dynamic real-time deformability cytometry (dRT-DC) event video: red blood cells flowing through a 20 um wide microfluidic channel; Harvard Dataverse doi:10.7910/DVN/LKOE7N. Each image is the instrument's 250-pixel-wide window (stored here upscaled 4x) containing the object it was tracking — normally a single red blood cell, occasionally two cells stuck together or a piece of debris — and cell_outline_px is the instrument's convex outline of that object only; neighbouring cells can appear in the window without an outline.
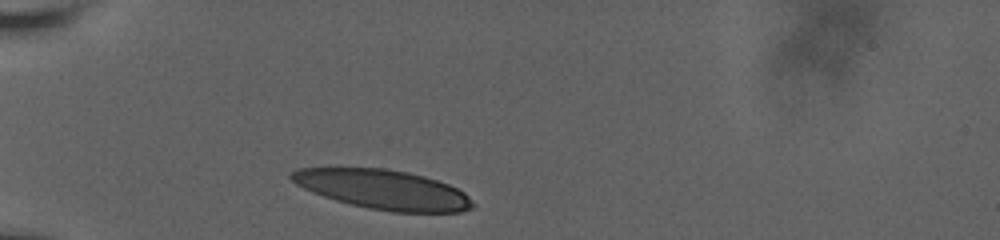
{"species": "human", "species_latin": "Homo sapiens", "temperature_condition": "room temperature", "stored_images_in_passage": 3, "camera_frame_rate_fps": 3000, "um_per_image_px": 0.085, "donor": {"sex": "male"}, "frame": {"image": 1, "passage_image": 1, "time_ms": 0.0, "image_size_px": [1000, 240], "cell_outline_px": [[476, 204], [472, 208], [460, 212], [392, 212], [368, 208], [336, 200], [312, 192], [296, 184], [288, 176], [292, 172], [300, 168], [384, 168], [408, 172], [424, 176], [448, 184], [464, 192]], "centroid_in_image_um": [32.59, 16.11], "position_along_channel_um": 52.4, "area_um2": 41.5}}
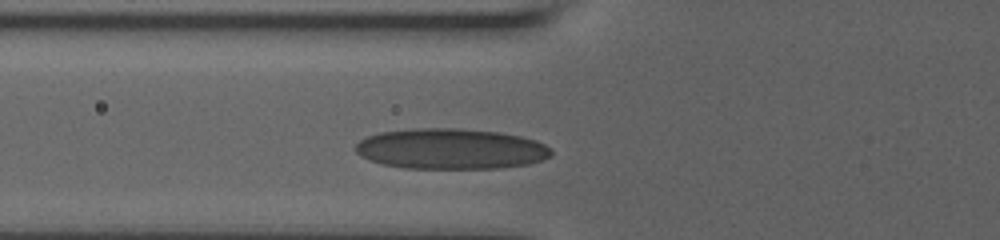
{"frame": {"image": 2, "passage_image": 3, "time_ms": 1.667, "image_size_px": [1000, 240], "cell_outline_px": [[552, 156], [544, 160], [528, 164], [500, 168], [404, 168], [384, 164], [368, 160], [360, 156], [352, 148], [360, 140], [368, 136], [380, 132], [412, 128], [460, 128], [500, 132], [520, 136], [536, 140], [552, 148]], "centroid_in_image_um": [38.33, 12.65], "position_along_channel_um": 87.5, "area_um2": 46.7}}